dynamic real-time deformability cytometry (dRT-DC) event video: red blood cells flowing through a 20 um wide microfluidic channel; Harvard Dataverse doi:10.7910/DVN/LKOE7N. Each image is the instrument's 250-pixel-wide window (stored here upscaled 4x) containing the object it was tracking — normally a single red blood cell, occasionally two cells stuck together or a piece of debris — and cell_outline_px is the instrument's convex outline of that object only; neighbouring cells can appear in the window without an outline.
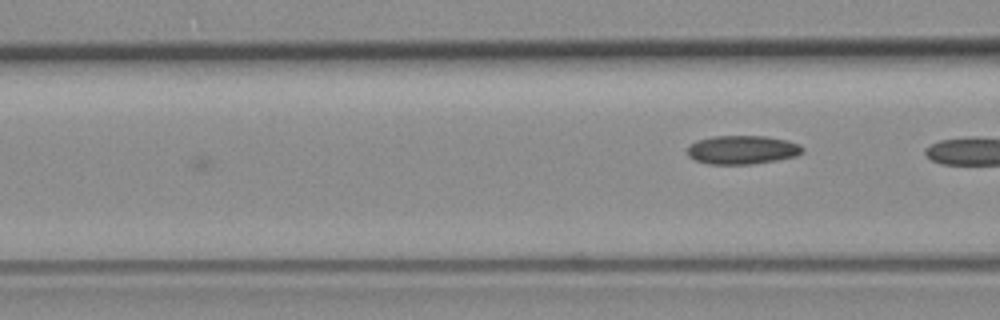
{"species": "common noctule bat (a hibernating species)", "species_latin": "Nyctalus noctula", "temperature_condition": "room temperature", "stored_images_in_passage": 7, "camera_frame_rate_fps": 3000, "um_per_image_px": 0.085, "animal": {"sex": "female", "body_mass_g": 19.3, "forearm_length_mm": 54.1}, "frame": {"image": 1, "passage_image": 7, "time_ms": 8.0, "image_size_px": [1000, 320], "cell_outline_px": [[804, 152], [796, 156], [776, 160], [752, 164], [708, 164], [696, 160], [688, 156], [688, 148], [696, 140], [712, 136], [764, 136], [788, 140], [800, 144], [804, 148]], "centroid_in_image_um": [63.12, 12.73], "position_along_channel_um": 103.5, "area_um2": 19.31}}